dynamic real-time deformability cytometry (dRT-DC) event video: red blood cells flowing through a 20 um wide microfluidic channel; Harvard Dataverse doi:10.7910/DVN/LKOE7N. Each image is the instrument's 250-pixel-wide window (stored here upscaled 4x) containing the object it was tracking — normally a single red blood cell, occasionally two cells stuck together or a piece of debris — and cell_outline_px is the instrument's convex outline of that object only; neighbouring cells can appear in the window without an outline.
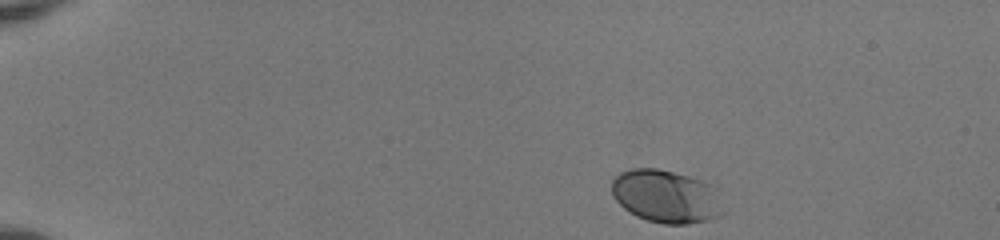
{"species": "human", "species_latin": "Homo sapiens", "temperature_condition": "room temperature", "stored_images_in_passage": 45, "camera_frame_rate_fps": 3000, "um_per_image_px": 0.085, "donor": {"sex": "female"}, "frame": {"image": 1, "passage_image": 1, "time_ms": 0.0, "image_size_px": [1000, 240], "cell_outline_px": [[724, 212], [720, 216], [708, 220], [688, 224], [664, 224], [648, 220], [636, 216], [624, 208], [612, 196], [612, 180], [620, 172], [632, 168], [656, 168], [704, 180], [708, 184]], "centroid_in_image_um": [56.55, 16.7], "position_along_channel_um": 28.4, "area_um2": 33.93}}
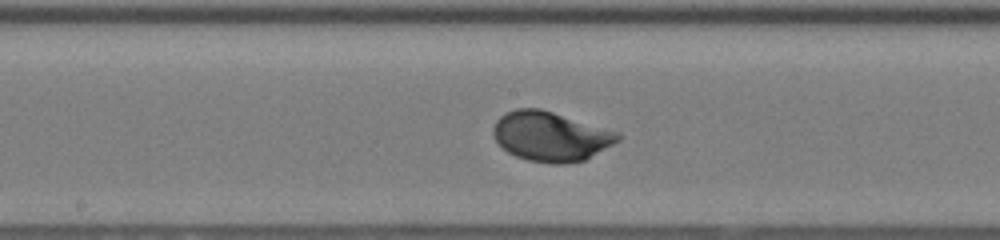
{"frame": {"image": 2, "passage_image": 22, "time_ms": 7.0, "image_size_px": [1000, 240], "cell_outline_px": [[620, 140], [584, 160], [564, 164], [552, 164], [528, 160], [516, 156], [508, 152], [492, 136], [492, 128], [496, 120], [500, 116], [516, 108], [540, 108], [620, 132]], "centroid_in_image_um": [46.79, 11.58], "position_along_channel_um": 201.4, "area_um2": 35.95}}
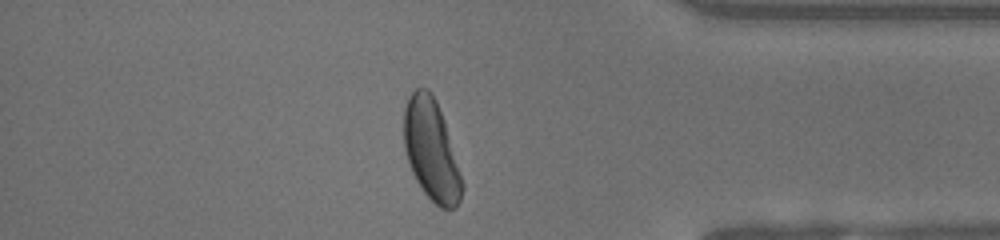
{"frame": {"image": 3, "passage_image": 38, "time_ms": 12.333, "image_size_px": [1000, 240], "cell_outline_px": [[464, 188], [460, 200], [456, 208], [440, 208], [424, 192], [416, 180], [408, 164], [404, 148], [404, 108], [408, 96], [416, 88], [428, 88], [432, 92], [436, 100], [444, 120], [464, 184]], "centroid_in_image_um": [36.65, 12.75], "position_along_channel_um": 398.5, "area_um2": 34.28}, "authors_computed_cell_mechanics": {"area_um2": 33.9286, "velocity_mm_per_s": 4.006, "shape_relaxation_time_tau1_ms": 1.9966, "shape_relaxation_time_tau2_ms": null, "deformation_change_tau1": 0.1323, "deformation_change_tau2": null}}